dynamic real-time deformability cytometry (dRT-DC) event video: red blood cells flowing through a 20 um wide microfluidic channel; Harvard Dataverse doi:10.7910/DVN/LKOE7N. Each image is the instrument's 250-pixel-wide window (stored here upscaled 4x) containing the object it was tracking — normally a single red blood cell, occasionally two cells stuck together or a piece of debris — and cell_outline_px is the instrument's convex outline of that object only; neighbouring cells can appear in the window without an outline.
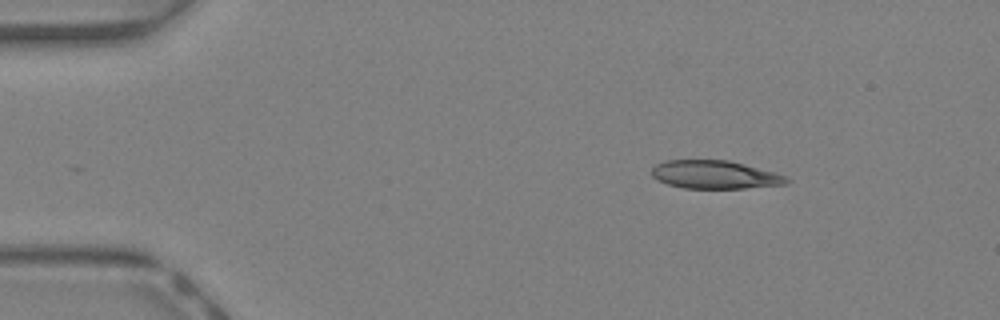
{"species": "Egyptian fruit bat (a non-hibernating species)", "species_latin": "Rousettus aegyptiacus", "temperature_condition": "warm", "stored_images_in_passage": 9, "camera_frame_rate_fps": 3000, "um_per_image_px": 0.085, "animal": {"sex": "female"}, "frame": {"image": 1, "passage_image": 1, "time_ms": 0.0, "image_size_px": [1000, 320], "cell_outline_px": [[792, 180], [788, 184], [744, 188], [684, 188], [668, 184], [652, 176], [652, 168], [656, 164], [668, 160], [728, 160], [776, 172]], "centroid_in_image_um": [60.8, 14.84], "position_along_channel_um": 24.2, "area_um2": 22.08}}
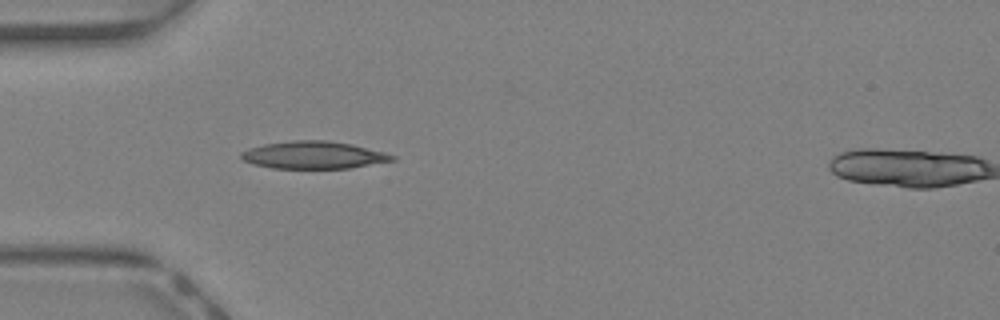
{"frame": {"image": 2, "passage_image": 8, "time_ms": 2.333, "image_size_px": [1000, 320], "cell_outline_px": [[396, 160], [348, 168], [272, 168], [252, 164], [244, 160], [240, 156], [240, 152], [248, 148], [264, 144], [296, 140], [328, 140], [352, 144], [384, 152], [396, 156]], "centroid_in_image_um": [26.64, 13.17], "position_along_channel_um": 58.4, "area_um2": 24.1}}